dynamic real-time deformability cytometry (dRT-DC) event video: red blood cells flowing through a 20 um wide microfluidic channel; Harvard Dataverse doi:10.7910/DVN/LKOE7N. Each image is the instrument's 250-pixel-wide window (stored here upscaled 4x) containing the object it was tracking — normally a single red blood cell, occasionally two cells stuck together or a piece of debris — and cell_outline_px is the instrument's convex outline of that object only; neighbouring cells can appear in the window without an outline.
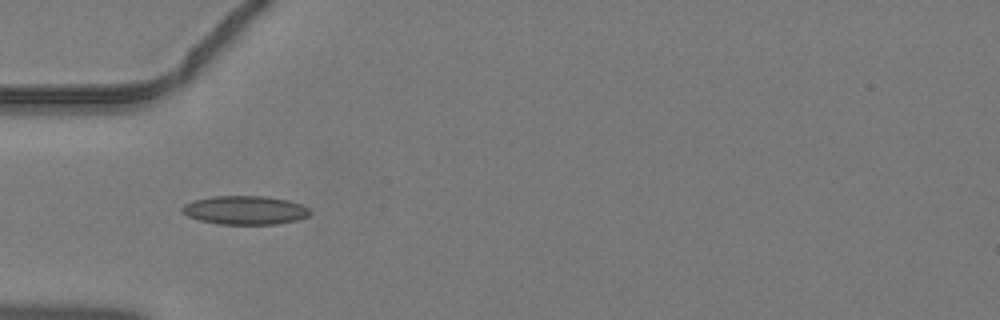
{"species": "common noctule bat (a hibernating species)", "species_latin": "Nyctalus noctula", "temperature_condition": "warm", "stored_images_in_passage": 28, "camera_frame_rate_fps": 3000, "um_per_image_px": 0.085, "animal": {"sex": "male", "body_mass_g": 19.2, "forearm_length_mm": 51.8}, "frame": {"image": 1, "passage_image": 1, "time_ms": 0.0, "image_size_px": [1000, 320], "cell_outline_px": [[312, 212], [308, 216], [296, 220], [276, 224], [220, 224], [200, 220], [188, 216], [180, 208], [184, 204], [192, 200], [212, 196], [268, 196], [288, 200], [300, 204], [308, 208]], "centroid_in_image_um": [20.83, 17.85], "position_along_channel_um": 64.2, "area_um2": 21.39}}
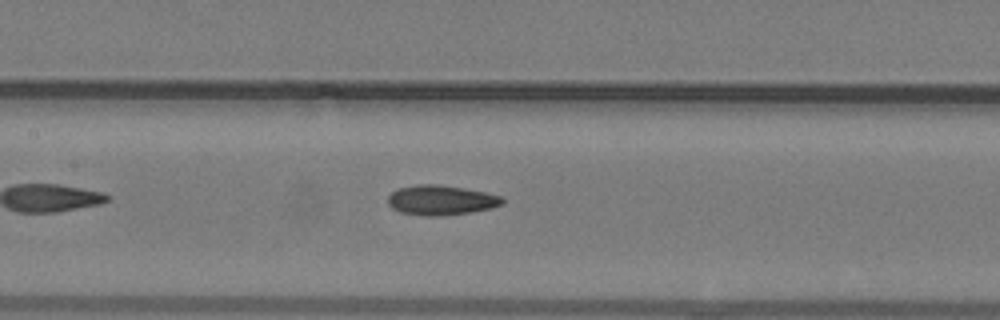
{"frame": {"image": 2, "passage_image": 8, "time_ms": 2.333, "image_size_px": [1000, 320], "cell_outline_px": [[504, 204], [492, 208], [472, 212], [440, 216], [424, 216], [400, 212], [392, 208], [388, 204], [388, 196], [396, 188], [416, 184], [432, 184], [464, 188], [484, 192], [500, 196], [504, 200]], "centroid_in_image_um": [37.46, 17.02], "position_along_channel_um": 169.9, "area_um2": 20.0}}
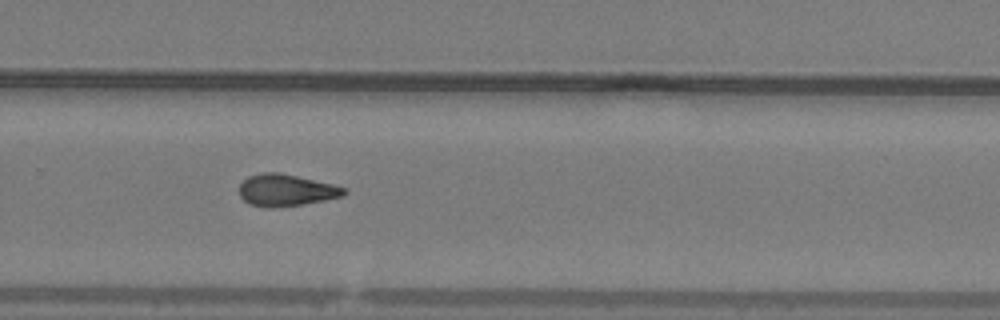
{"frame": {"image": 3, "passage_image": 17, "time_ms": 5.333, "image_size_px": [1000, 320], "cell_outline_px": [[348, 192], [344, 196], [324, 200], [300, 204], [248, 204], [240, 196], [240, 184], [248, 176], [260, 172], [280, 172], [332, 184], [348, 188]], "centroid_in_image_um": [24.37, 16.1], "position_along_channel_um": 305.4, "area_um2": 18.73}}